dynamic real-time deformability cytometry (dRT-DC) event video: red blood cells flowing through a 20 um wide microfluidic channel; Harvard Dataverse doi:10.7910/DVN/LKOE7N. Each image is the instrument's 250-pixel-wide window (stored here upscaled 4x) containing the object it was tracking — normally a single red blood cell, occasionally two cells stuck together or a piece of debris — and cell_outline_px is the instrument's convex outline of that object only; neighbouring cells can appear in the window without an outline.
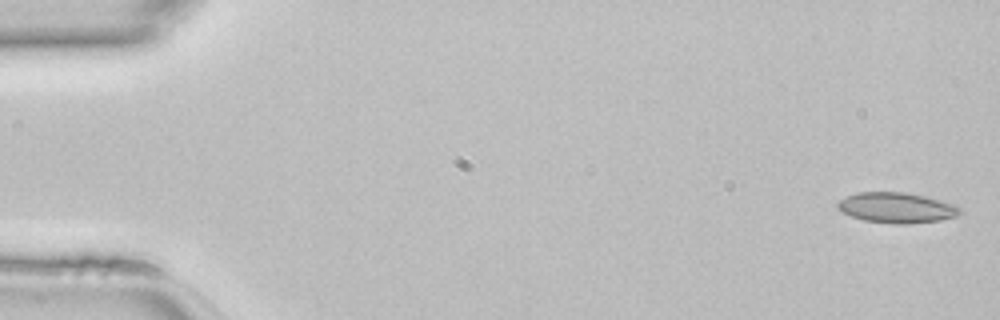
{"species": "common noctule bat (a hibernating species)", "species_latin": "Nyctalus noctula", "temperature_condition": "room temperature", "stored_images_in_passage": 47, "camera_frame_rate_fps": 3000, "um_per_image_px": 0.085, "animal": {"sex": "female", "body_mass_g": 22.7, "forearm_length_mm": 54.2}, "frame": {"image": 1, "passage_image": 1, "time_ms": 0.0, "image_size_px": [1000, 320], "cell_outline_px": [[964, 212], [956, 216], [940, 220], [908, 224], [892, 224], [864, 220], [852, 216], [836, 208], [836, 204], [840, 200], [856, 192], [908, 192], [956, 204]], "centroid_in_image_um": [76.24, 17.65], "position_along_channel_um": 8.8, "area_um2": 21.79}}
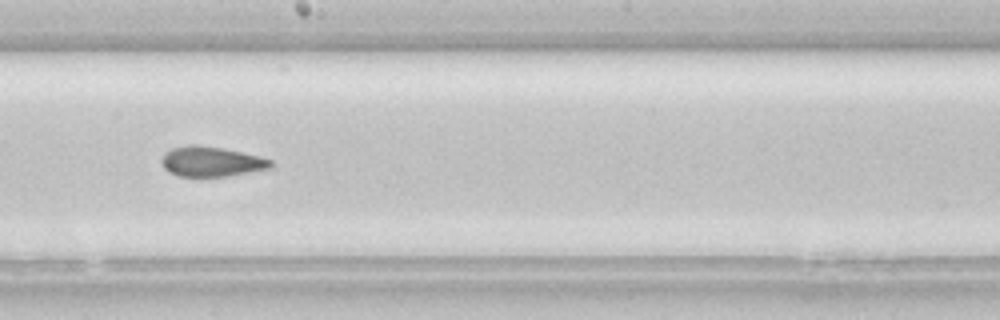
{"frame": {"image": 2, "passage_image": 26, "time_ms": 8.333, "image_size_px": [1000, 320], "cell_outline_px": [[272, 168], [228, 176], [176, 176], [168, 172], [164, 168], [160, 160], [164, 152], [172, 148], [188, 144], [196, 144], [224, 148], [260, 156], [272, 160]], "centroid_in_image_um": [17.94, 13.72], "position_along_channel_um": 230.3, "area_um2": 19.36}}
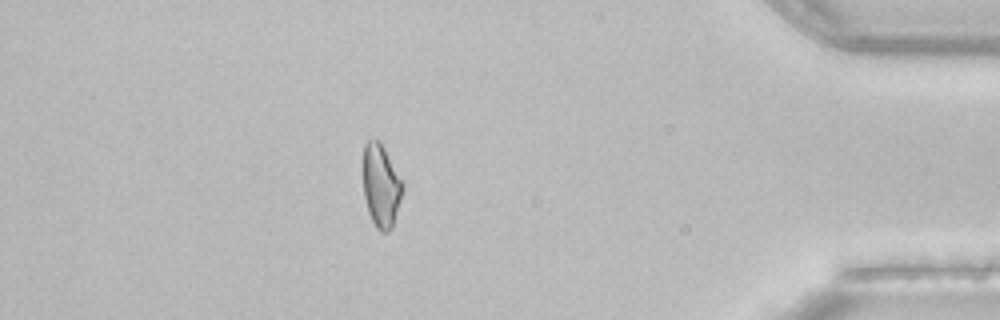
{"frame": {"image": 3, "passage_image": 41, "time_ms": 13.333, "image_size_px": [1000, 320], "cell_outline_px": [[404, 188], [392, 228], [388, 232], [380, 232], [376, 228], [368, 212], [364, 196], [364, 144], [368, 140], [380, 140], [404, 184]], "centroid_in_image_um": [32.4, 15.81], "position_along_channel_um": 402.8, "area_um2": 19.02}}